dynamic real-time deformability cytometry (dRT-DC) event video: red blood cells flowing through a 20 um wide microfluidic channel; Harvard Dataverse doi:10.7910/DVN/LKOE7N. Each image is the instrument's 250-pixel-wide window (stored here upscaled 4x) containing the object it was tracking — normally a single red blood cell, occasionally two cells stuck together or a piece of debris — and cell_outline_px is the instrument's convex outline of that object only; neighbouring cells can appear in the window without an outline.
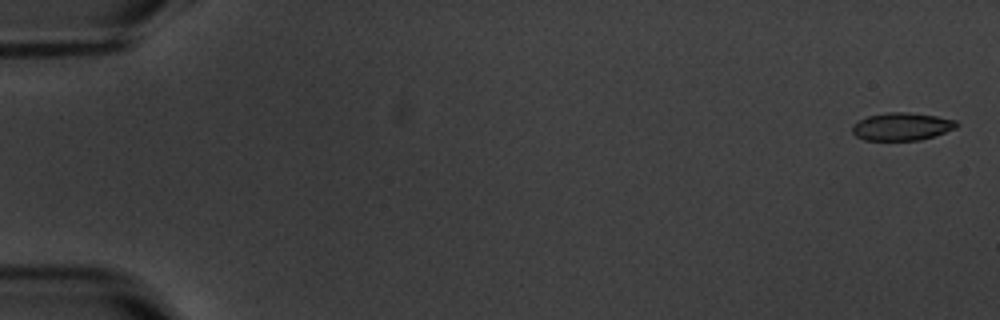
{"species": "common noctule bat (a hibernating species)", "species_latin": "Nyctalus noctula", "temperature_condition": "warm", "stored_images_in_passage": 6, "segment_of_instrument_passage": [1, 2], "camera_frame_rate_fps": 3000, "um_per_image_px": 0.085, "animal": {"sex": "male", "body_mass_g": 20.1, "forearm_length_mm": 53.5}, "frame": {"image": 1, "passage_image": 1, "time_ms": 0.0, "image_size_px": [1000, 320], "cell_outline_px": [[960, 124], [956, 128], [920, 140], [864, 140], [856, 136], [852, 132], [852, 124], [868, 116], [888, 112], [904, 112], [936, 116], [956, 120]], "centroid_in_image_um": [76.64, 10.75], "position_along_channel_um": 8.4, "area_um2": 16.76}}
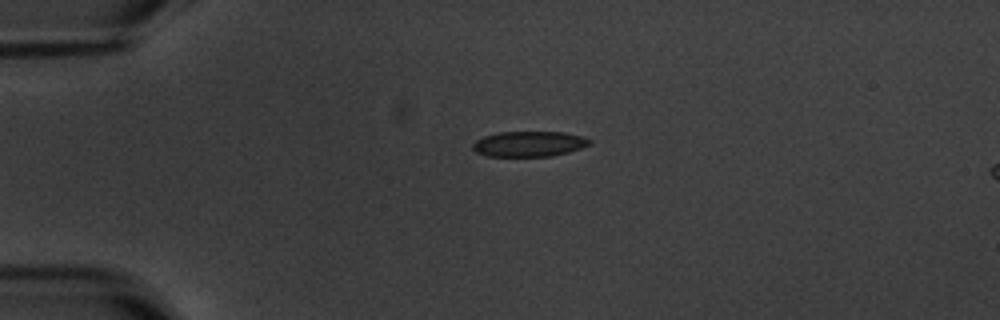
{"frame": {"image": 2, "passage_image": 4, "time_ms": 4.333, "image_size_px": [1000, 320], "cell_outline_px": [[592, 144], [568, 152], [552, 156], [488, 156], [476, 152], [472, 148], [472, 144], [476, 140], [484, 136], [500, 132], [564, 132], [580, 136], [592, 140]], "centroid_in_image_um": [44.97, 12.23], "position_along_channel_um": 40.0, "area_um2": 17.22}}